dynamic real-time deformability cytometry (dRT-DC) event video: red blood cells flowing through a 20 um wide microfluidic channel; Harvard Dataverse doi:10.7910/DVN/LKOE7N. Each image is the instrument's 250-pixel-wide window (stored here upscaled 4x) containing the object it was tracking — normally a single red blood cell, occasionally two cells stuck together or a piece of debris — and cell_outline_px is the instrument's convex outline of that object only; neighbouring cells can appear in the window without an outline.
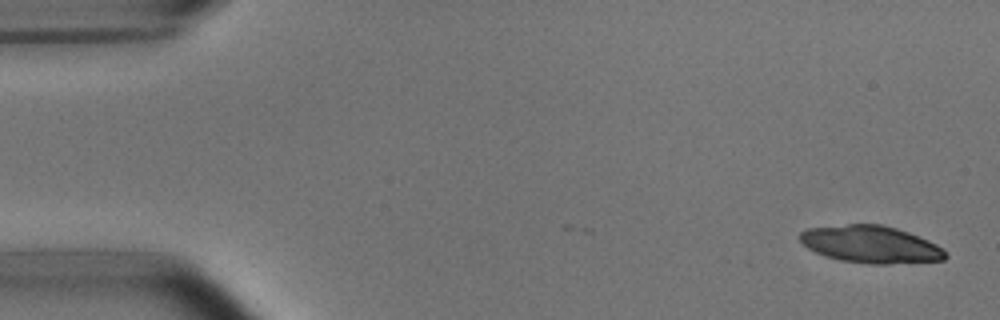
{"species": "common noctule bat (a hibernating species)", "species_latin": "Nyctalus noctula", "temperature_condition": "room temperature", "stored_images_in_passage": 6, "camera_frame_rate_fps": 3000, "um_per_image_px": 0.085, "animal": {"sex": "male", "body_mass_g": 15.6}, "frame": {"image": 1, "passage_image": 1, "time_ms": 0.0, "image_size_px": [1000, 320], "cell_outline_px": [[948, 256], [944, 260], [888, 264], [868, 264], [840, 260], [824, 256], [808, 248], [800, 240], [800, 232], [808, 228], [848, 224], [880, 224], [896, 228], [908, 232], [928, 240], [944, 248]], "centroid_in_image_um": [74.03, 20.78], "position_along_channel_um": 11.0, "area_um2": 31.62}}